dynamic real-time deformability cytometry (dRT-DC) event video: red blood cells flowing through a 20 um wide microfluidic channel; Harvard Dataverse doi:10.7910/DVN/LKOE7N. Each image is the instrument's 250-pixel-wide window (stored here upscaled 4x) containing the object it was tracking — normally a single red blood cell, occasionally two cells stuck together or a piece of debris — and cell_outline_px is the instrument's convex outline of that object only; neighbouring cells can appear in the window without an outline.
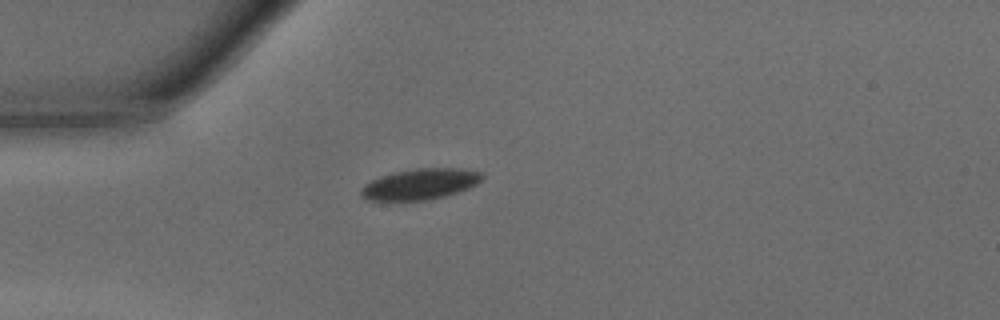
{"species": "common noctule bat (a hibernating species)", "species_latin": "Nyctalus noctula", "temperature_condition": "warm", "stored_images_in_passage": 36, "camera_frame_rate_fps": 3000, "um_per_image_px": 0.085, "animal": {"sex": "male", "body_mass_g": 15.6}, "frame": {"image": 1, "passage_image": 1, "time_ms": 0.0, "image_size_px": [1000, 320], "cell_outline_px": [[484, 176], [476, 184], [468, 188], [444, 196], [428, 200], [368, 200], [360, 196], [360, 188], [364, 184], [380, 176], [396, 172], [416, 168], [460, 168], [484, 172]], "centroid_in_image_um": [35.71, 15.64], "position_along_channel_um": 49.3, "area_um2": 21.73}}
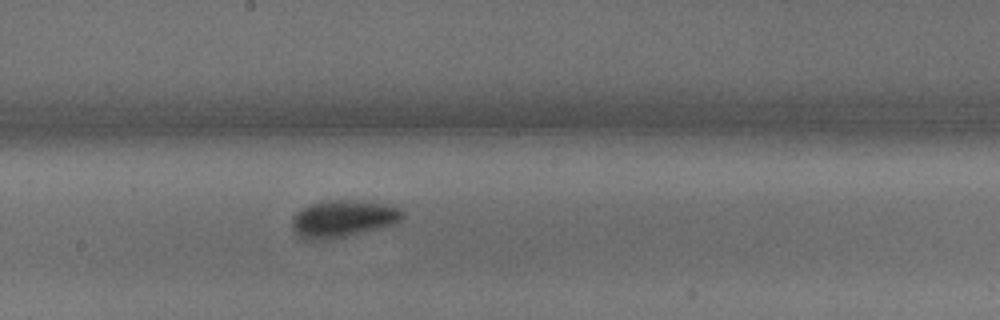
{"frame": {"image": 2, "passage_image": 14, "time_ms": 4.333, "image_size_px": [1000, 320], "cell_outline_px": [[404, 216], [396, 224], [344, 236], [324, 240], [304, 240], [292, 228], [292, 216], [296, 212], [312, 204], [328, 200], [364, 200], [388, 204], [400, 208], [404, 212]], "centroid_in_image_um": [29.18, 18.57], "position_along_channel_um": 219.0, "area_um2": 23.93}}
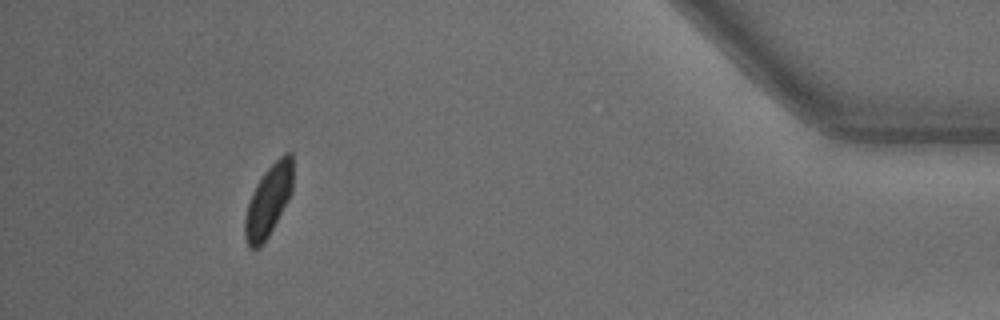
{"frame": {"image": 3, "passage_image": 32, "time_ms": 10.333, "image_size_px": [1000, 320], "cell_outline_px": [[292, 192], [288, 200], [268, 236], [260, 248], [248, 248], [244, 236], [244, 216], [252, 192], [256, 184], [264, 172], [284, 152], [292, 152]], "centroid_in_image_um": [22.8, 17.07], "position_along_channel_um": 412.4, "area_um2": 19.94}, "authors_computed_cell_mechanics": {"area_um2": 21.7039, "velocity_mm_per_s": 4.2067, "shape_relaxation_time_tau1_ms": 3.1921, "shape_relaxation_time_tau2_ms": null, "deformation_change_tau1": 0.1346, "deformation_change_tau2": null}}